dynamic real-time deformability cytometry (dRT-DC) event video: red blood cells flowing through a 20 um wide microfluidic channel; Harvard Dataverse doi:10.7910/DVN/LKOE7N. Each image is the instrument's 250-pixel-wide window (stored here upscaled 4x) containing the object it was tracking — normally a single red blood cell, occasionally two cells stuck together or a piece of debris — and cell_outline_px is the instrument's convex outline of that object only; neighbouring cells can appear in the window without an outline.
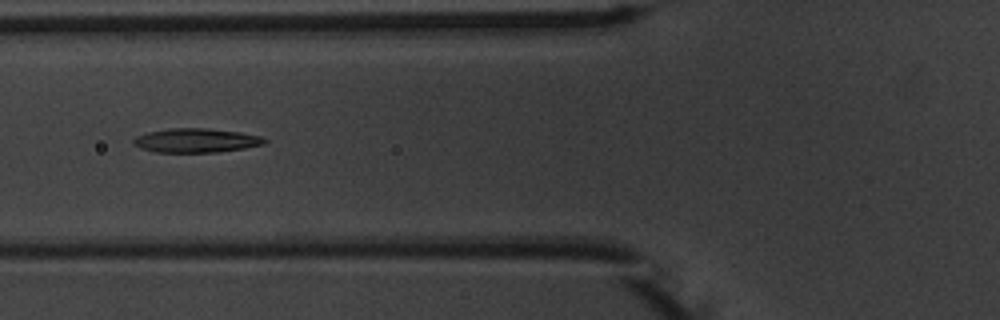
{"species": "common noctule bat (a hibernating species)", "species_latin": "Nyctalus noctula", "temperature_condition": "warm", "stored_images_in_passage": 7, "camera_frame_rate_fps": 3000, "um_per_image_px": 0.085, "animal": {"sex": "male", "body_mass_g": 20.1, "forearm_length_mm": 53.5}, "frame": {"image": 1, "passage_image": 5, "time_ms": 4.667, "image_size_px": [1000, 320], "cell_outline_px": [[268, 140], [264, 144], [244, 148], [216, 152], [152, 152], [140, 148], [132, 144], [132, 140], [136, 136], [148, 132], [172, 128], [208, 128], [240, 132], [260, 136]], "centroid_in_image_um": [16.64, 11.94], "position_along_channel_um": 109.2, "area_um2": 18.44}}
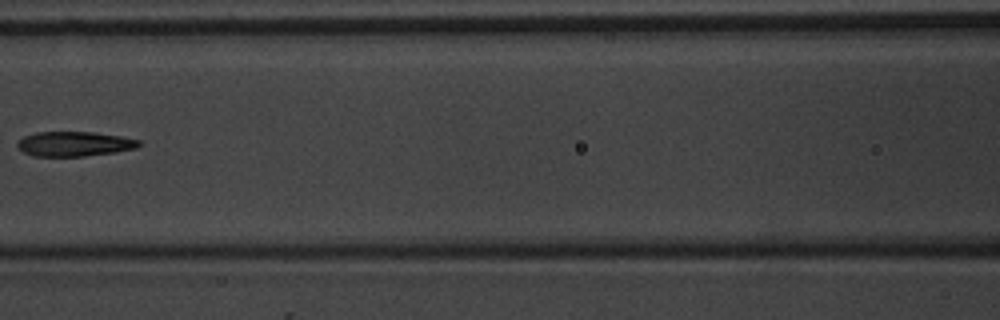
{"frame": {"image": 2, "passage_image": 6, "time_ms": 6.0, "image_size_px": [1000, 320], "cell_outline_px": [[140, 144], [136, 148], [116, 152], [84, 156], [32, 156], [16, 148], [16, 144], [24, 136], [36, 132], [92, 132], [120, 136], [140, 140]], "centroid_in_image_um": [6.29, 12.23], "position_along_channel_um": 160.3, "area_um2": 17.51}}
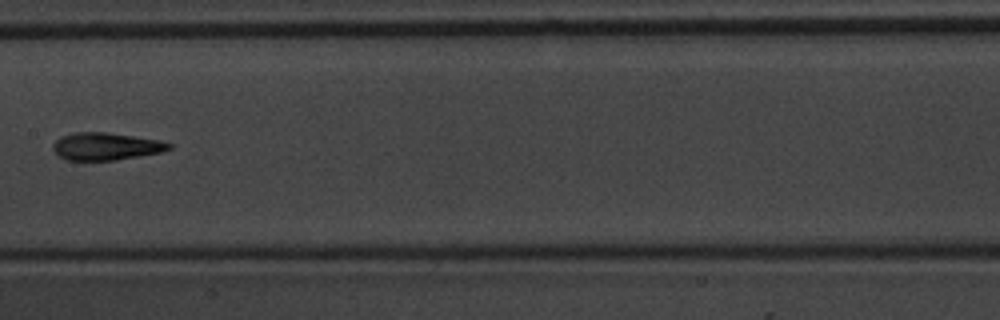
{"frame": {"image": 3, "passage_image": 7, "time_ms": 7.0, "image_size_px": [1000, 320], "cell_outline_px": [[172, 148], [160, 152], [140, 156], [116, 160], [68, 160], [60, 156], [52, 148], [52, 144], [60, 136], [72, 132], [108, 132], [160, 140], [172, 144]], "centroid_in_image_um": [9.0, 12.43], "position_along_channel_um": 198.4, "area_um2": 18.61}}